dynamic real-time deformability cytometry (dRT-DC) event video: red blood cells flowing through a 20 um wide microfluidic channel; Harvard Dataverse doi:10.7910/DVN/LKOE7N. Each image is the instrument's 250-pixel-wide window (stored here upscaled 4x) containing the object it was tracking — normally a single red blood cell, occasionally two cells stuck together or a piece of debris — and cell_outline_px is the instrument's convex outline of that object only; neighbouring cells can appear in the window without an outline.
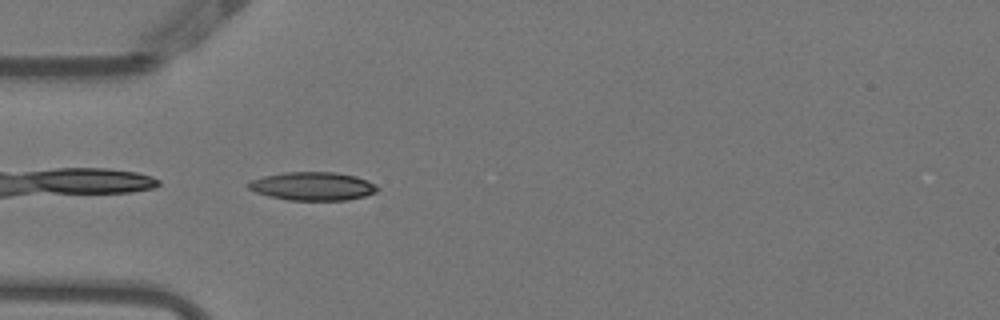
{"species": "Egyptian fruit bat (a non-hibernating species)", "species_latin": "Rousettus aegyptiacus", "temperature_condition": "warm", "stored_images_in_passage": 32, "camera_frame_rate_fps": 3000, "um_per_image_px": 0.085, "animal": {"sex": "female"}, "frame": {"image": 1, "passage_image": 1, "time_ms": 0.0, "image_size_px": [1000, 320], "cell_outline_px": [[380, 188], [376, 192], [364, 196], [348, 200], [288, 200], [268, 196], [256, 192], [248, 188], [248, 184], [252, 180], [264, 176], [284, 172], [336, 172], [356, 176], [368, 180], [376, 184]], "centroid_in_image_um": [26.62, 15.82], "position_along_channel_um": 58.4, "area_um2": 21.39}}
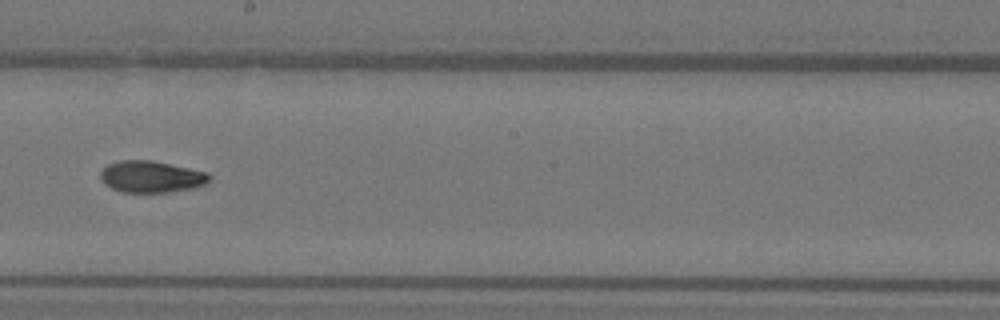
{"frame": {"image": 2, "passage_image": 15, "time_ms": 4.667, "image_size_px": [1000, 320], "cell_outline_px": [[212, 176], [204, 184], [192, 188], [168, 192], [120, 192], [104, 184], [100, 180], [100, 172], [108, 164], [120, 160], [152, 160], [208, 172]], "centroid_in_image_um": [12.83, 15.01], "position_along_channel_um": 235.4, "area_um2": 20.11}}
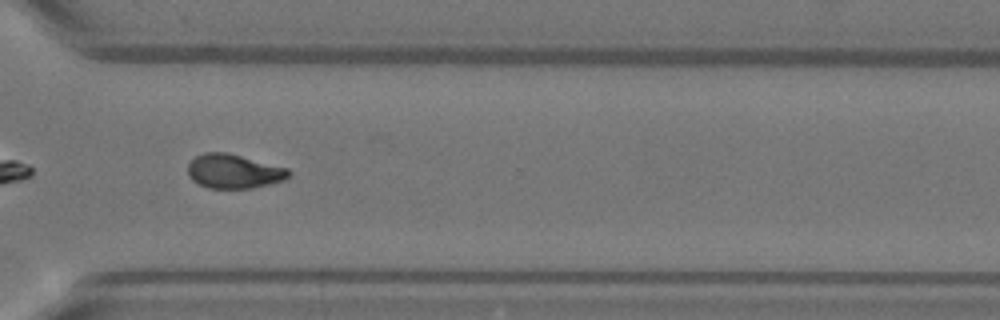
{"frame": {"image": 3, "passage_image": 24, "time_ms": 7.667, "image_size_px": [1000, 320], "cell_outline_px": [[292, 172], [284, 180], [252, 188], [208, 188], [192, 180], [188, 176], [188, 164], [196, 156], [204, 152], [228, 152], [288, 168]], "centroid_in_image_um": [19.87, 14.55], "position_along_channel_um": 350.7, "area_um2": 20.11}, "authors_computed_cell_mechanics": {"area_um2": 20.2878, "velocity_mm_per_s": 3.8512, "shape_relaxation_time_tau1_ms": 7.1712, "shape_relaxation_time_tau2_ms": 6.5793, "deformation_change_tau1": 0.1912, "deformation_change_tau2": 0.1111}}